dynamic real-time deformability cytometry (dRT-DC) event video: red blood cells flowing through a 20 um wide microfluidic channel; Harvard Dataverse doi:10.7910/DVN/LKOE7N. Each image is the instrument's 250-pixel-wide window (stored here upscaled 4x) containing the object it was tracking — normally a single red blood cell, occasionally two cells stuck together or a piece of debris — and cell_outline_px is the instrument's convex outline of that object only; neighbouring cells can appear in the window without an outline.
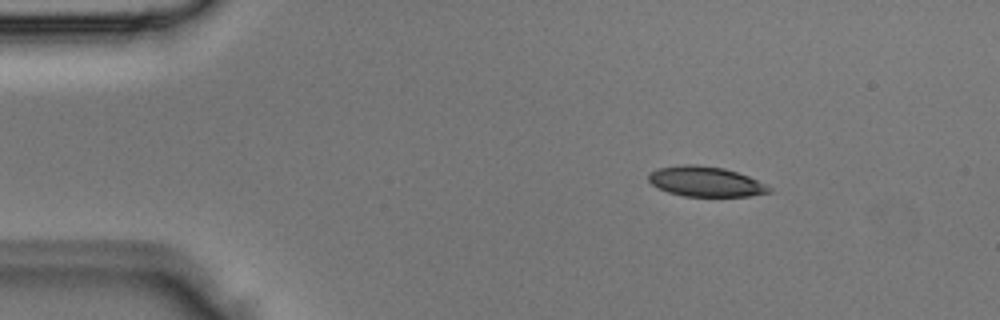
{"species": "Egyptian fruit bat (a non-hibernating species)", "species_latin": "Rousettus aegyptiacus", "temperature_condition": "room temperature", "stored_images_in_passage": 2, "camera_frame_rate_fps": 3000, "um_per_image_px": 0.085, "animal": {"sex": "male"}, "frame": {"image": 1, "passage_image": 1, "time_ms": 0.0, "image_size_px": [1000, 320], "cell_outline_px": [[772, 192], [748, 196], [684, 196], [668, 192], [652, 184], [648, 180], [648, 172], [656, 168], [680, 164], [696, 164], [724, 168], [748, 176], [772, 188]], "centroid_in_image_um": [59.94, 15.42], "position_along_channel_um": 25.1, "area_um2": 21.15}}